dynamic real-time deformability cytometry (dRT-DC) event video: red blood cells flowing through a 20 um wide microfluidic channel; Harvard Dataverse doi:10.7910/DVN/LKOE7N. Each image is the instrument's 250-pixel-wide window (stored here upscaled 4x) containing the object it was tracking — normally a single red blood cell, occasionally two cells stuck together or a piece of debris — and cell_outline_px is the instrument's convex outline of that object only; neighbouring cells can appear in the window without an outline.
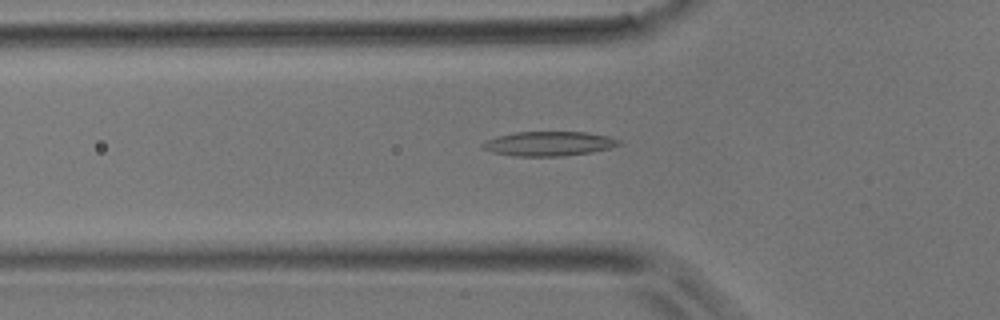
{"species": "common noctule bat (a hibernating species)", "species_latin": "Nyctalus noctula", "temperature_condition": "room temperature", "stored_images_in_passage": 46, "camera_frame_rate_fps": 3000, "um_per_image_px": 0.085, "animal": {"sex": "male", "body_mass_g": 17.9}, "frame": {"image": 1, "passage_image": 15, "time_ms": 4.667, "image_size_px": [1000, 320], "cell_outline_px": [[620, 144], [608, 148], [592, 152], [560, 156], [512, 156], [492, 152], [484, 148], [480, 144], [484, 140], [496, 136], [516, 132], [584, 132], [608, 136], [620, 140]], "centroid_in_image_um": [46.59, 12.21], "position_along_channel_um": 79.2, "area_um2": 19.36}}
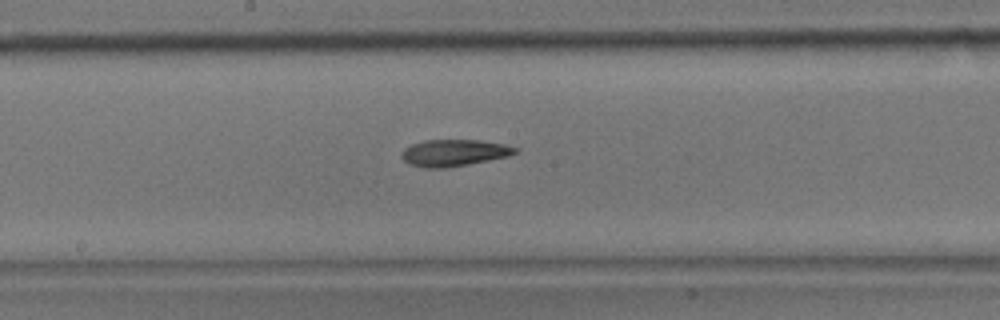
{"frame": {"image": 2, "passage_image": 24, "time_ms": 7.667, "image_size_px": [1000, 320], "cell_outline_px": [[520, 152], [508, 156], [448, 168], [424, 168], [408, 164], [400, 156], [400, 152], [404, 148], [412, 144], [424, 140], [480, 140], [504, 144], [520, 148]], "centroid_in_image_um": [38.59, 12.99], "position_along_channel_um": 209.6, "area_um2": 17.92}}
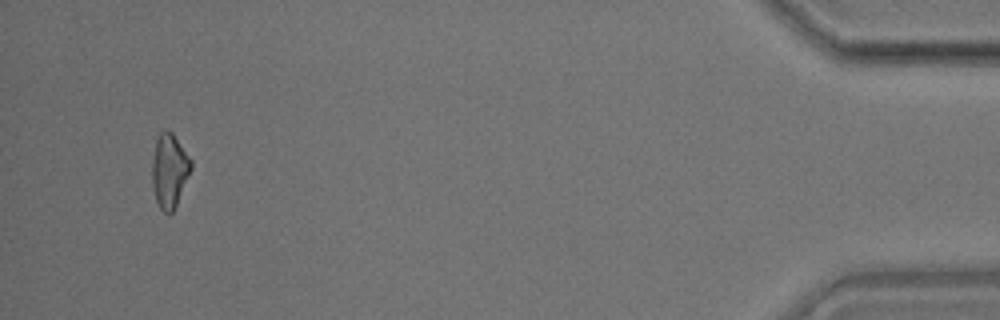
{"frame": {"image": 3, "passage_image": 44, "time_ms": 14.333, "image_size_px": [1000, 320], "cell_outline_px": [[192, 168], [176, 208], [168, 216], [160, 208], [156, 200], [152, 184], [152, 160], [156, 140], [160, 132], [164, 128], [168, 128], [172, 132], [192, 160]], "centroid_in_image_um": [14.41, 14.51], "position_along_channel_um": 420.8, "area_um2": 17.11}}